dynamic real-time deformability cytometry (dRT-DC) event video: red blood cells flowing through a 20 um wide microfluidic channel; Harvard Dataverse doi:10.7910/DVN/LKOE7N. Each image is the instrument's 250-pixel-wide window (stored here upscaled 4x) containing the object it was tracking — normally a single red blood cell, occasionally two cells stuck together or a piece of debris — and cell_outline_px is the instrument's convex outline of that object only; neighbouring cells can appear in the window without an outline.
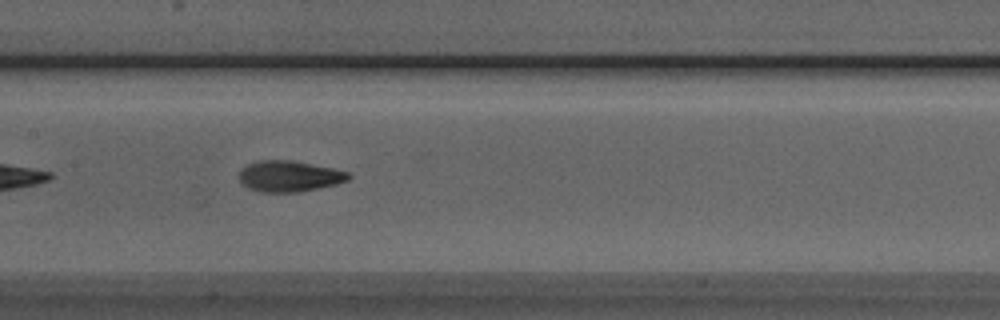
{"species": "Egyptian fruit bat (a non-hibernating species)", "species_latin": "Rousettus aegyptiacus", "temperature_condition": "room temperature", "stored_images_in_passage": 35, "camera_frame_rate_fps": 3000, "um_per_image_px": 0.085, "animal": {"sex": "male"}, "frame": {"image": 1, "passage_image": 9, "time_ms": 2.667, "image_size_px": [1000, 320], "cell_outline_px": [[352, 176], [348, 180], [336, 184], [300, 192], [260, 192], [248, 188], [240, 180], [240, 168], [248, 164], [260, 160], [292, 160], [332, 168], [348, 172]], "centroid_in_image_um": [24.59, 14.98], "position_along_channel_um": 182.8, "area_um2": 19.71}}
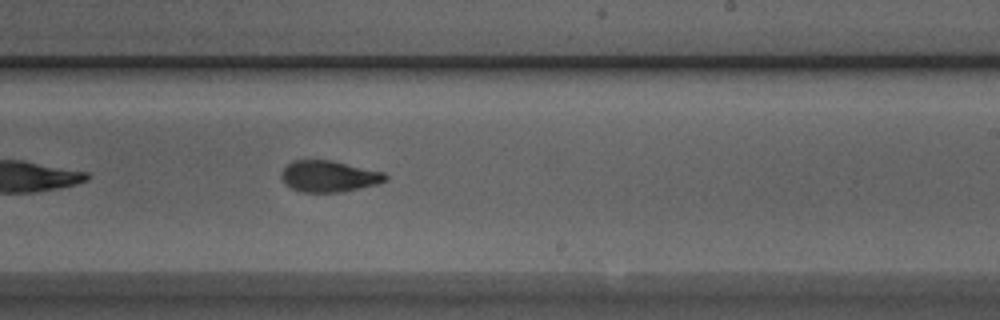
{"frame": {"image": 2, "passage_image": 15, "time_ms": 4.667, "image_size_px": [1000, 320], "cell_outline_px": [[388, 180], [376, 184], [340, 192], [304, 192], [292, 188], [284, 184], [280, 176], [280, 172], [292, 160], [332, 160], [384, 172], [388, 176]], "centroid_in_image_um": [27.94, 14.97], "position_along_channel_um": 261.1, "area_um2": 19.02}}
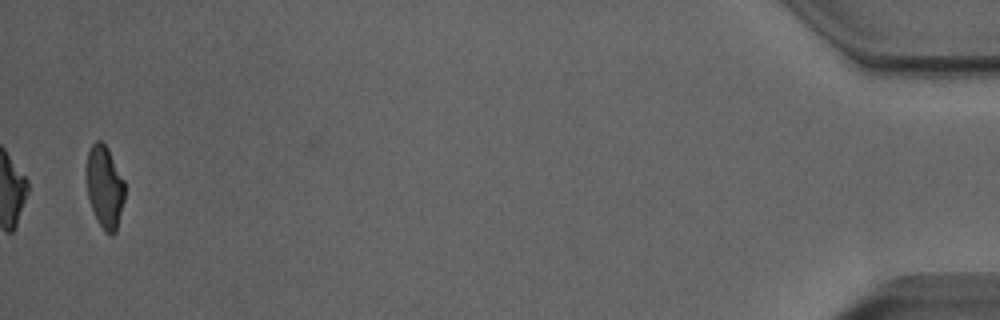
{"frame": {"image": 3, "passage_image": 35, "time_ms": 11.333, "image_size_px": [1000, 320], "cell_outline_px": [[124, 200], [116, 232], [112, 236], [104, 232], [88, 200], [88, 152], [92, 144], [96, 140], [100, 140], [108, 148], [124, 180]], "centroid_in_image_um": [8.93, 15.91], "position_along_channel_um": 426.3, "area_um2": 18.03}}